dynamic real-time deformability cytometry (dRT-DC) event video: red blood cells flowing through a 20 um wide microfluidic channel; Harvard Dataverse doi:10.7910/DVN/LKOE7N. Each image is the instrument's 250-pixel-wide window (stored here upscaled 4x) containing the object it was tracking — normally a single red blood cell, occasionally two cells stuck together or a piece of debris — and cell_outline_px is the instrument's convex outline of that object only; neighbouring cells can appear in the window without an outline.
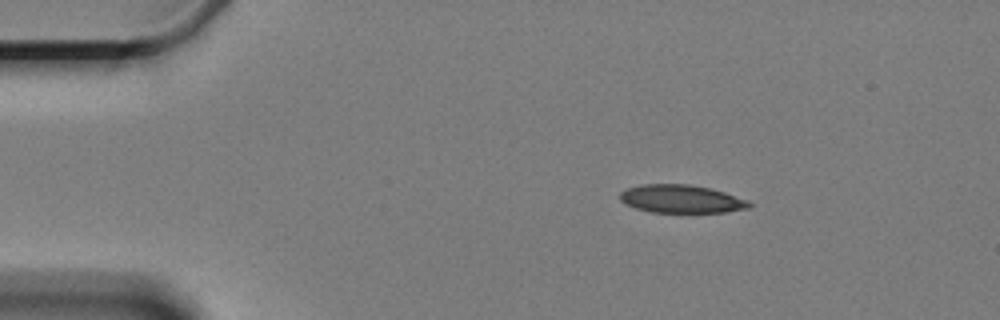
{"species": "Egyptian fruit bat (a non-hibernating species)", "species_latin": "Rousettus aegyptiacus", "temperature_condition": "cold", "stored_images_in_passage": 51, "camera_frame_rate_fps": 3000, "um_per_image_px": 0.085, "animal": {"sex": "female"}, "frame": {"image": 1, "passage_image": 1, "time_ms": 0.0, "image_size_px": [1000, 320], "cell_outline_px": [[756, 204], [748, 208], [728, 212], [652, 212], [636, 208], [620, 200], [620, 192], [628, 188], [640, 184], [688, 184], [712, 188], [748, 200]], "centroid_in_image_um": [57.96, 16.9], "position_along_channel_um": 27.0, "area_um2": 21.21}}
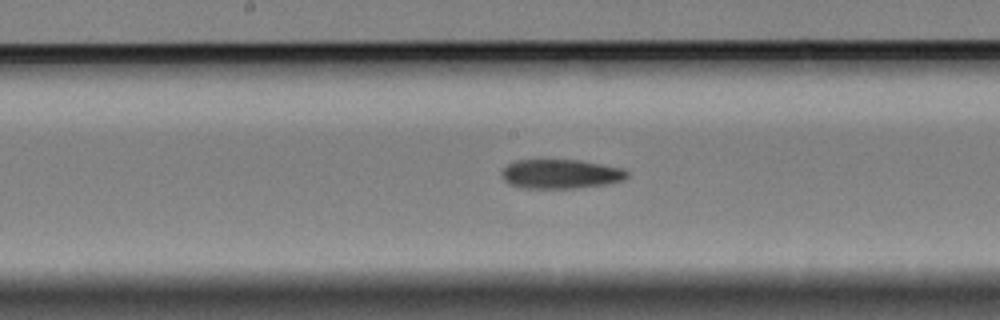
{"frame": {"image": 2, "passage_image": 22, "time_ms": 7.0, "image_size_px": [1000, 320], "cell_outline_px": [[628, 176], [624, 180], [604, 184], [572, 188], [520, 188], [508, 184], [500, 176], [500, 172], [508, 164], [516, 160], [540, 156], [580, 160], [624, 168], [628, 172]], "centroid_in_image_um": [47.57, 14.73], "position_along_channel_um": 200.6, "area_um2": 22.43}}
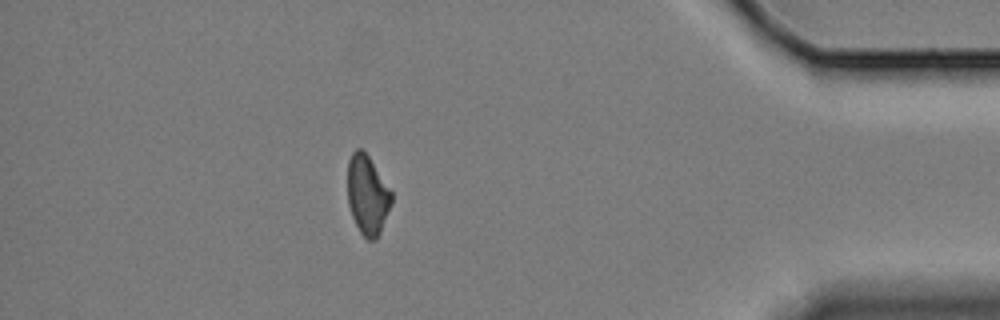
{"frame": {"image": 3, "passage_image": 44, "time_ms": 14.333, "image_size_px": [1000, 320], "cell_outline_px": [[392, 204], [380, 232], [376, 240], [368, 240], [360, 232], [352, 216], [348, 204], [348, 160], [352, 152], [356, 148], [360, 148], [368, 156], [392, 192]], "centroid_in_image_um": [31.23, 16.58], "position_along_channel_um": 404.0, "area_um2": 20.17}, "authors_computed_cell_mechanics": {"area_um2": 21.7328, "velocity_mm_per_s": 3.3409, "shape_relaxation_time_tau1_ms": null, "shape_relaxation_time_tau2_ms": 7.1286, "deformation_change_tau1": null, "deformation_change_tau2": 0.1523}}